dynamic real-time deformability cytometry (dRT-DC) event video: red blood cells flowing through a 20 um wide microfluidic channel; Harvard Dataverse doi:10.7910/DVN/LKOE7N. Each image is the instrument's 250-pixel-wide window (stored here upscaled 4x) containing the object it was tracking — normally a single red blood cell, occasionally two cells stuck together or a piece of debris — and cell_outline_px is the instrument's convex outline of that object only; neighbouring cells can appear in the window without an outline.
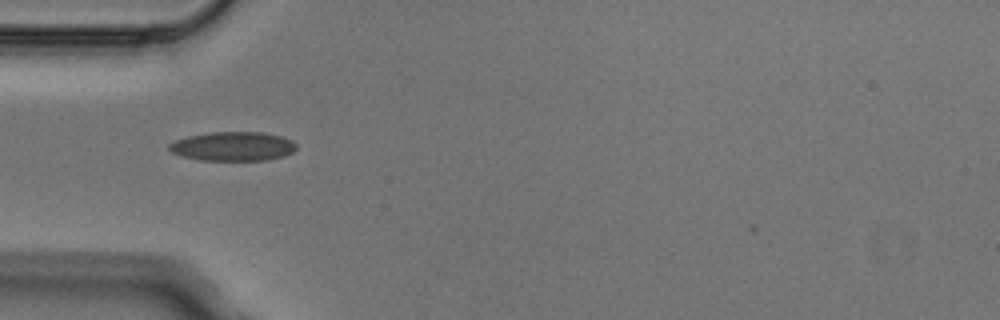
{"species": "Egyptian fruit bat (a non-hibernating species)", "species_latin": "Rousettus aegyptiacus", "temperature_condition": "cold", "stored_images_in_passage": 3, "camera_frame_rate_fps": 3000, "um_per_image_px": 0.085, "animal": {"sex": "male"}, "frame": {"image": 1, "passage_image": 1, "time_ms": 0.0, "image_size_px": [1000, 320], "cell_outline_px": [[296, 148], [292, 152], [284, 156], [268, 160], [200, 160], [184, 156], [172, 152], [168, 148], [168, 144], [176, 140], [188, 136], [208, 132], [260, 132], [280, 136], [292, 140], [296, 144]], "centroid_in_image_um": [19.81, 12.43], "position_along_channel_um": 65.2, "area_um2": 21.5}}
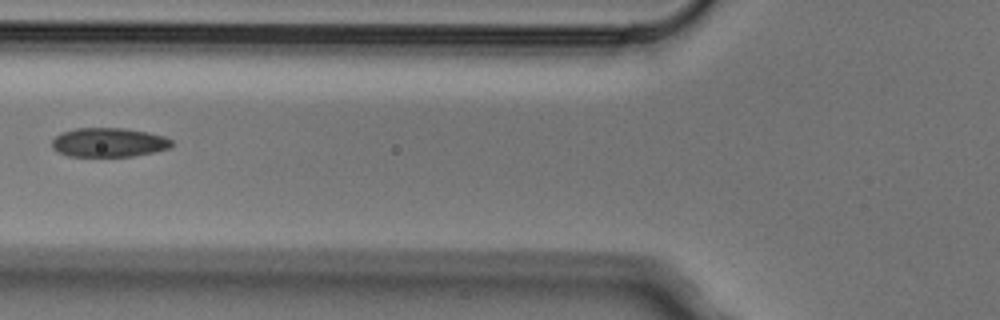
{"frame": {"image": 2, "passage_image": 2, "time_ms": 0.333, "image_size_px": [1000, 320], "cell_outline_px": [[172, 144], [168, 148], [156, 152], [132, 156], [68, 156], [56, 152], [52, 148], [52, 140], [56, 136], [64, 132], [76, 128], [124, 128], [164, 136], [172, 140]], "centroid_in_image_um": [9.22, 12.11], "position_along_channel_um": 116.6, "area_um2": 20.23}}
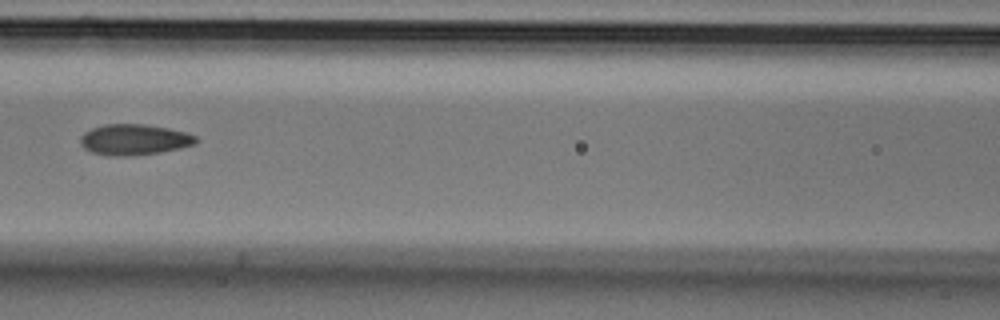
{"frame": {"image": 3, "passage_image": 3, "time_ms": 0.667, "image_size_px": [1000, 320], "cell_outline_px": [[200, 140], [196, 144], [180, 148], [160, 152], [128, 156], [108, 156], [92, 152], [84, 148], [80, 144], [80, 136], [84, 132], [92, 128], [104, 124], [144, 124], [168, 128], [184, 132], [196, 136]], "centroid_in_image_um": [11.4, 11.87], "position_along_channel_um": 155.2, "area_um2": 20.87}}